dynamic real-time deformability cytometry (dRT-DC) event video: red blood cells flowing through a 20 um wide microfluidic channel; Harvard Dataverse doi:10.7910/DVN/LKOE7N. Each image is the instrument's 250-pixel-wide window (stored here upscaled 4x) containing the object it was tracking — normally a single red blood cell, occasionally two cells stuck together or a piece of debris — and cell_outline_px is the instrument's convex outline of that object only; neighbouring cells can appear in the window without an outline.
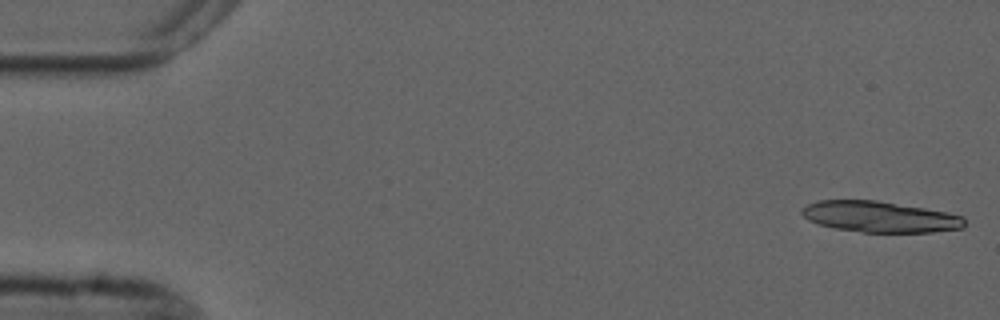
{"species": "common noctule bat (a hibernating species)", "species_latin": "Nyctalus noctula", "temperature_condition": "cold", "stored_images_in_passage": 6, "camera_frame_rate_fps": 3000, "um_per_image_px": 0.085, "animal": {"sex": "male", "forearm_length_mm": 52.5}, "frame": {"image": 1, "passage_image": 1, "time_ms": 0.0, "image_size_px": [1000, 320], "cell_outline_px": [[964, 228], [932, 232], [864, 232], [836, 228], [816, 224], [808, 220], [800, 212], [800, 208], [816, 200], [876, 200], [948, 212], [964, 216]], "centroid_in_image_um": [74.76, 18.42], "position_along_channel_um": 10.2, "area_um2": 29.48}}